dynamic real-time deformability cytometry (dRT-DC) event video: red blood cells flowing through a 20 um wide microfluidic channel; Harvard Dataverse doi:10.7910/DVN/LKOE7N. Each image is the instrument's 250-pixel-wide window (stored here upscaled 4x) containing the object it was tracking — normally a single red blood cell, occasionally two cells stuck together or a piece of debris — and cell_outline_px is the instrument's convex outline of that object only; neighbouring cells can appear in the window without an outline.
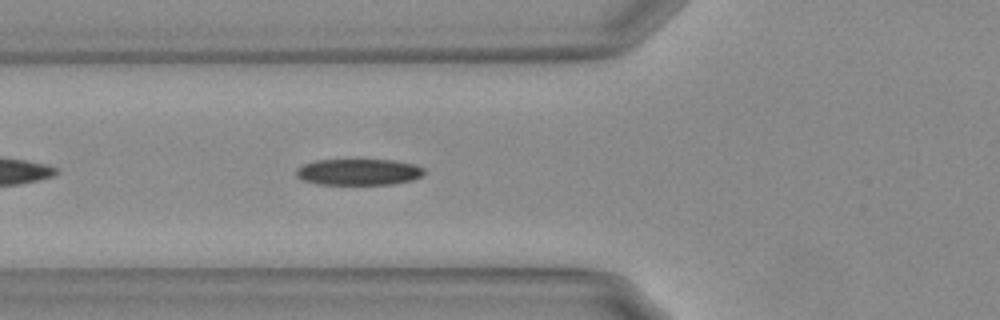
{"species": "Egyptian fruit bat (a non-hibernating species)", "species_latin": "Rousettus aegyptiacus", "temperature_condition": "warm", "stored_images_in_passage": 35, "camera_frame_rate_fps": 3000, "um_per_image_px": 0.085, "animal": {"sex": "female"}, "frame": {"image": 1, "passage_image": 6, "time_ms": 1.667, "image_size_px": [1000, 320], "cell_outline_px": [[424, 172], [420, 176], [412, 180], [392, 184], [316, 184], [300, 180], [296, 176], [296, 168], [304, 164], [316, 160], [392, 160], [412, 164], [424, 168]], "centroid_in_image_um": [30.42, 14.62], "position_along_channel_um": 95.4, "area_um2": 19.54}, "authors_computed_cell_mechanics": {"area_um2": 20.6346, "velocity_mm_per_s": 3.7142, "shape_relaxation_time_tau1_ms": 5.0823, "shape_relaxation_time_tau2_ms": 6.5381, "deformation_change_tau1": 0.1643, "deformation_change_tau2": 0.1074}}